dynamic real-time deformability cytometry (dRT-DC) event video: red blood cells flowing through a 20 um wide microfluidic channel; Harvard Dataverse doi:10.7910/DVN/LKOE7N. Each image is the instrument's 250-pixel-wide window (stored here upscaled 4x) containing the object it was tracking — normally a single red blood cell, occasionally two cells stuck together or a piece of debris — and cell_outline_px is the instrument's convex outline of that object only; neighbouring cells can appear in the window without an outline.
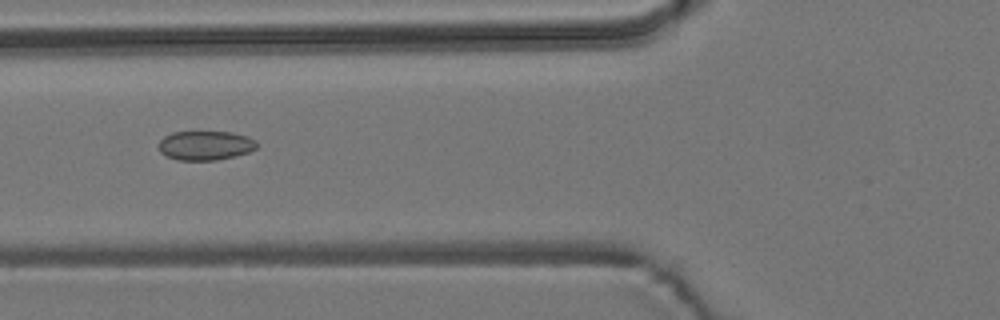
{"species": "common noctule bat (a hibernating species)", "species_latin": "Nyctalus noctula", "temperature_condition": "room temperature", "stored_images_in_passage": 7, "camera_frame_rate_fps": 3000, "um_per_image_px": 0.085, "animal": {"sex": "male", "body_mass_g": 19.2, "forearm_length_mm": 51.8}, "frame": {"image": 1, "passage_image": 5, "time_ms": 1.333, "image_size_px": [1000, 320], "cell_outline_px": [[260, 144], [256, 148], [248, 152], [216, 160], [176, 160], [160, 152], [160, 140], [164, 136], [172, 132], [232, 132], [248, 136], [256, 140]], "centroid_in_image_um": [17.49, 12.35], "position_along_channel_um": 108.3, "area_um2": 16.7}}
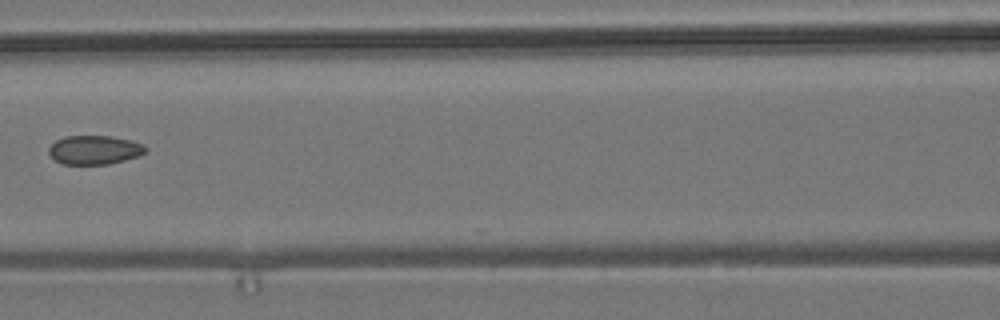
{"frame": {"image": 2, "passage_image": 6, "time_ms": 1.667, "image_size_px": [1000, 320], "cell_outline_px": [[148, 148], [140, 156], [108, 164], [64, 164], [56, 160], [48, 152], [48, 148], [56, 140], [64, 136], [108, 136], [128, 140], [140, 144]], "centroid_in_image_um": [8.0, 12.74], "position_along_channel_um": 158.6, "area_um2": 16.07}}
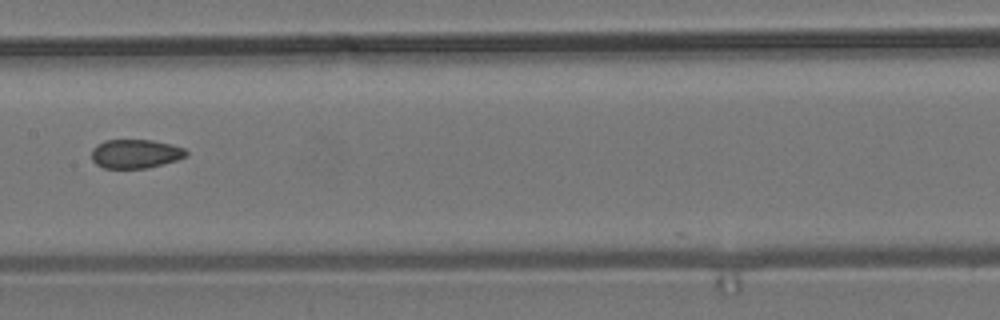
{"frame": {"image": 3, "passage_image": 7, "time_ms": 2.0, "image_size_px": [1000, 320], "cell_outline_px": [[188, 152], [184, 156], [176, 160], [148, 168], [104, 168], [96, 164], [92, 160], [92, 148], [96, 144], [104, 140], [152, 140], [172, 144], [184, 148]], "centroid_in_image_um": [11.48, 13.06], "position_along_channel_um": 195.9, "area_um2": 15.95}}